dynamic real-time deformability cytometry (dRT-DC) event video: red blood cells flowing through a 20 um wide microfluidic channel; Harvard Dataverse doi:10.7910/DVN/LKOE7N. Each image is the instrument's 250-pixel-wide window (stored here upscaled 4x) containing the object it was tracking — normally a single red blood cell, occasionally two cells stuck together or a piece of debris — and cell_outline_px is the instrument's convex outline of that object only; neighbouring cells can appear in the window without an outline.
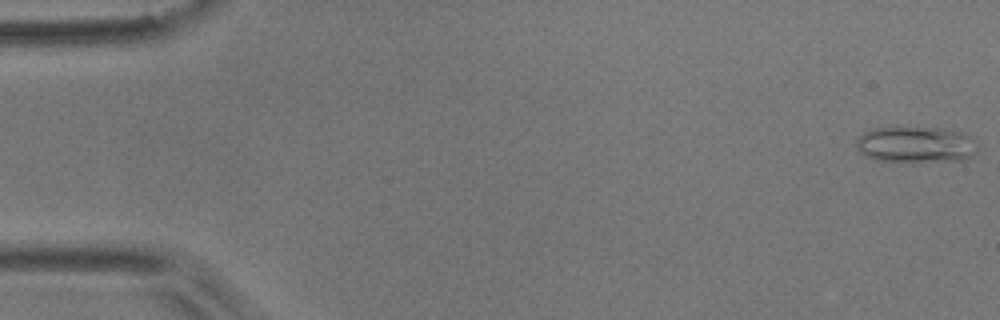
{"species": "common noctule bat (a hibernating species)", "species_latin": "Nyctalus noctula", "temperature_condition": "room temperature", "stored_images_in_passage": 53, "camera_frame_rate_fps": 3000, "um_per_image_px": 0.085, "animal": {"sex": "male", "body_mass_g": 17.9}, "frame": {"image": 1, "passage_image": 1, "time_ms": 0.0, "image_size_px": [1000, 320], "cell_outline_px": [[976, 152], [972, 156], [964, 160], [880, 160], [868, 156], [860, 152], [856, 148], [856, 140], [864, 132], [872, 128], [944, 128], [960, 132], [976, 148]], "centroid_in_image_um": [77.77, 12.27], "position_along_channel_um": 7.2, "area_um2": 24.45}}
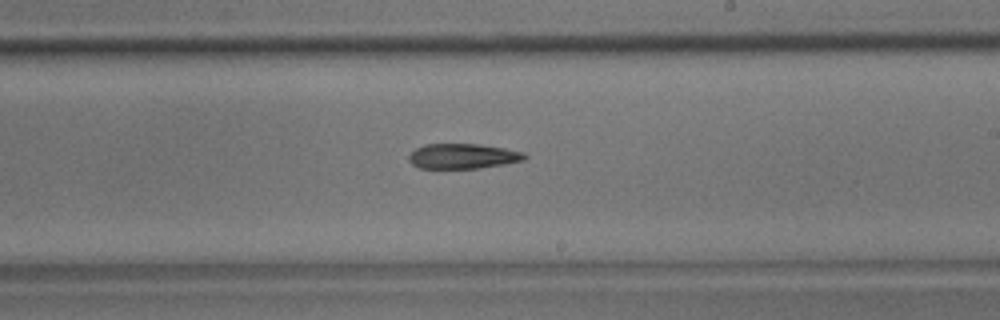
{"frame": {"image": 2, "passage_image": 31, "time_ms": 10.0, "image_size_px": [1000, 320], "cell_outline_px": [[528, 156], [524, 160], [504, 164], [480, 168], [420, 168], [412, 164], [408, 160], [408, 156], [416, 148], [424, 144], [476, 144], [504, 148], [524, 152]], "centroid_in_image_um": [39.34, 13.27], "position_along_channel_um": 249.7, "area_um2": 16.88}}
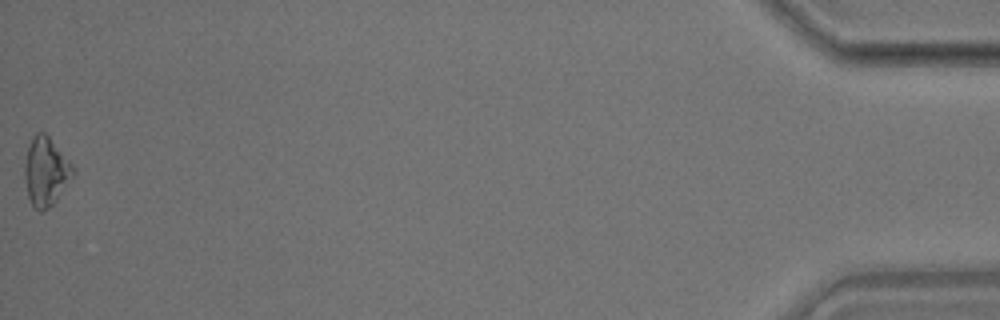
{"frame": {"image": 3, "passage_image": 53, "time_ms": 17.333, "image_size_px": [1000, 320], "cell_outline_px": [[76, 172], [56, 200], [48, 208], [40, 212], [32, 208], [28, 196], [24, 176], [24, 164], [28, 148], [32, 136], [36, 132], [44, 132], [48, 136], [76, 168]], "centroid_in_image_um": [3.89, 14.6], "position_along_channel_um": 431.3, "area_um2": 19.42}}